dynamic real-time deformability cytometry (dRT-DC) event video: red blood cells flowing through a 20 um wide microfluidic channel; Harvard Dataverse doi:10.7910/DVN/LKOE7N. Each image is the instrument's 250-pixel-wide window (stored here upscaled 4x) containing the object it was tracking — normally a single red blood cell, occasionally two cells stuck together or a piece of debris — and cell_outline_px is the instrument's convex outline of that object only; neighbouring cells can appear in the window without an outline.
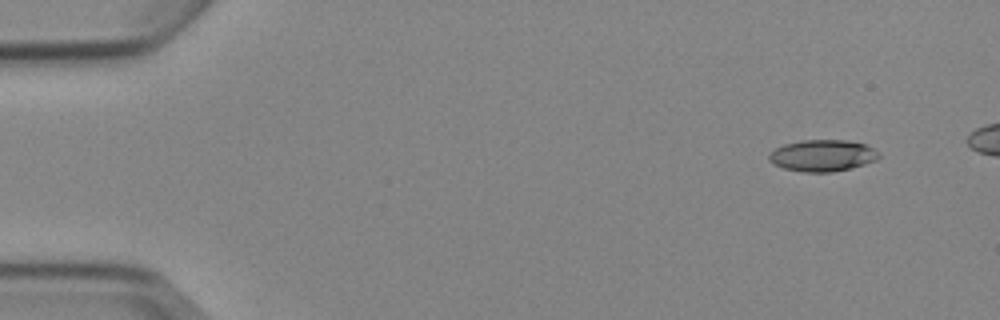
{"species": "Egyptian fruit bat (a non-hibernating species)", "species_latin": "Rousettus aegyptiacus", "temperature_condition": "cold", "stored_images_in_passage": 8, "camera_frame_rate_fps": 3000, "um_per_image_px": 0.085, "animal": {"sex": "female"}, "frame": {"image": 1, "passage_image": 2, "time_ms": 1.333, "image_size_px": [1000, 320], "cell_outline_px": [[880, 156], [876, 160], [852, 168], [832, 172], [804, 172], [784, 168], [772, 164], [768, 160], [768, 156], [776, 148], [784, 144], [800, 140], [848, 140], [864, 144], [872, 148]], "centroid_in_image_um": [69.89, 13.22], "position_along_channel_um": 15.1, "area_um2": 20.17}}
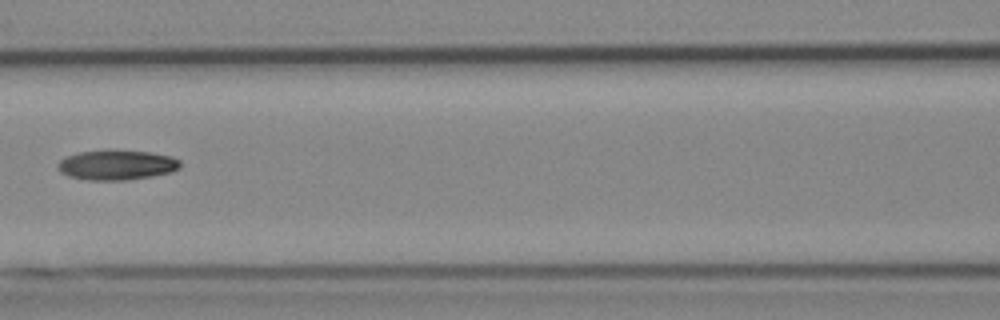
{"frame": {"image": 2, "passage_image": 7, "time_ms": 8.0, "image_size_px": [1000, 320], "cell_outline_px": [[180, 168], [172, 172], [152, 176], [128, 180], [88, 180], [68, 176], [60, 172], [56, 164], [60, 160], [68, 156], [80, 152], [112, 148], [152, 152], [172, 156], [180, 160]], "centroid_in_image_um": [9.94, 14.0], "position_along_channel_um": 156.7, "area_um2": 21.91}}
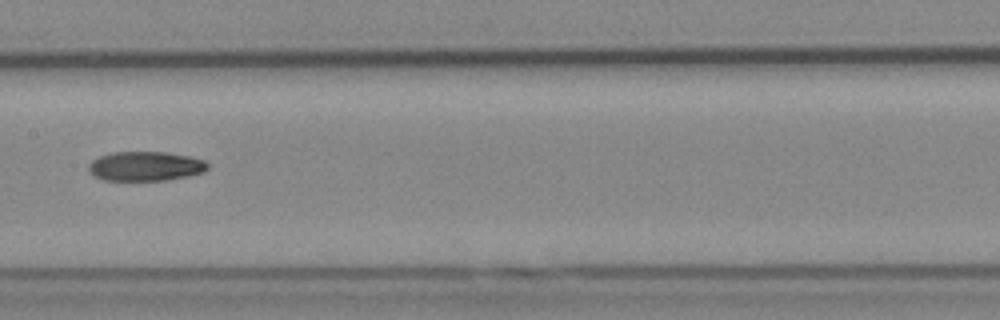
{"frame": {"image": 3, "passage_image": 8, "time_ms": 9.0, "image_size_px": [1000, 320], "cell_outline_px": [[208, 168], [204, 172], [188, 176], [168, 180], [104, 180], [92, 176], [88, 172], [88, 164], [92, 160], [100, 156], [112, 152], [164, 152], [188, 156], [204, 160], [208, 164]], "centroid_in_image_um": [12.33, 14.13], "position_along_channel_um": 195.1, "area_um2": 20.52}}